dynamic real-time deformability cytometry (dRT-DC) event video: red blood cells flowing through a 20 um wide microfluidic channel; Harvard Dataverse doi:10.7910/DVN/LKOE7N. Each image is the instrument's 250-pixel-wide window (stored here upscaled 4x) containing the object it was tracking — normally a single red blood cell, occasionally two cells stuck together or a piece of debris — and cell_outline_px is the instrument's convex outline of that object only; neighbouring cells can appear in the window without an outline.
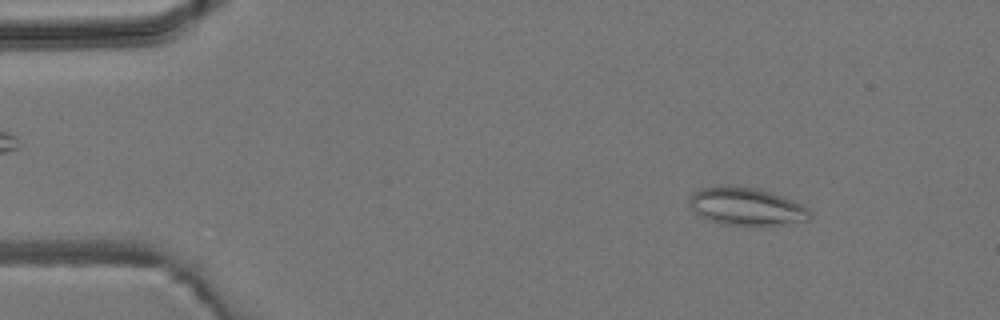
{"species": "common noctule bat (a hibernating species)", "species_latin": "Nyctalus noctula", "temperature_condition": "room temperature", "stored_images_in_passage": 3, "camera_frame_rate_fps": 3000, "um_per_image_px": 0.085, "animal": {"sex": "male", "body_mass_g": 19.2, "forearm_length_mm": 51.8}, "frame": {"image": 1, "passage_image": 1, "time_ms": 0.0, "image_size_px": [1000, 320], "cell_outline_px": [[808, 220], [752, 228], [724, 224], [708, 220], [696, 212], [688, 204], [688, 200], [692, 192], [700, 188], [752, 188], [772, 192], [784, 196], [804, 204], [808, 208]], "centroid_in_image_um": [63.46, 17.6], "position_along_channel_um": 21.5, "area_um2": 26.36}}